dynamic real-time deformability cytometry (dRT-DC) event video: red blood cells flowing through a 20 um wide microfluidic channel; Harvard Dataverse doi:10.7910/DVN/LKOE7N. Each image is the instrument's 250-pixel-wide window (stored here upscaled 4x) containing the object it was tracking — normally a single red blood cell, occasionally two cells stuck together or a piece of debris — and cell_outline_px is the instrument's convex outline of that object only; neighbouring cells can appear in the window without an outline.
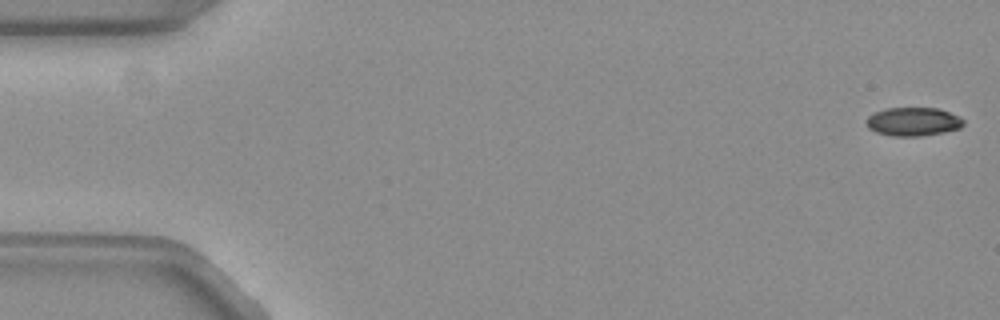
{"species": "common noctule bat (a hibernating species)", "species_latin": "Nyctalus noctula", "temperature_condition": "warm", "stored_images_in_passage": 53, "camera_frame_rate_fps": 3000, "um_per_image_px": 0.085, "animal": {"sex": "female", "body_mass_g": 19.3, "forearm_length_mm": 54.1}, "frame": {"image": 1, "passage_image": 1, "time_ms": 0.0, "image_size_px": [1000, 320], "cell_outline_px": [[964, 124], [960, 128], [944, 132], [920, 136], [892, 136], [876, 132], [868, 128], [868, 116], [872, 112], [884, 108], [936, 108], [960, 116], [964, 120]], "centroid_in_image_um": [77.62, 10.33], "position_along_channel_um": 7.4, "area_um2": 16.18}}
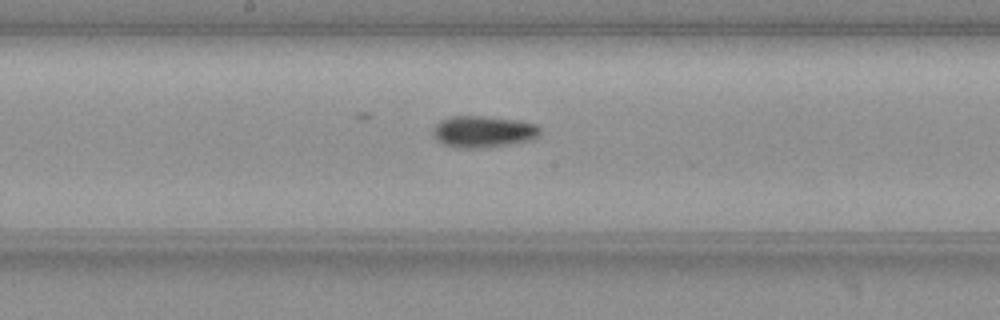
{"frame": {"image": 2, "passage_image": 28, "time_ms": 9.0, "image_size_px": [1000, 320], "cell_outline_px": [[540, 132], [532, 140], [512, 144], [484, 148], [456, 148], [444, 144], [436, 140], [432, 136], [432, 128], [440, 120], [452, 116], [484, 116], [520, 120], [536, 124], [540, 128]], "centroid_in_image_um": [41.05, 11.19], "position_along_channel_um": 207.2, "area_um2": 20.06}}
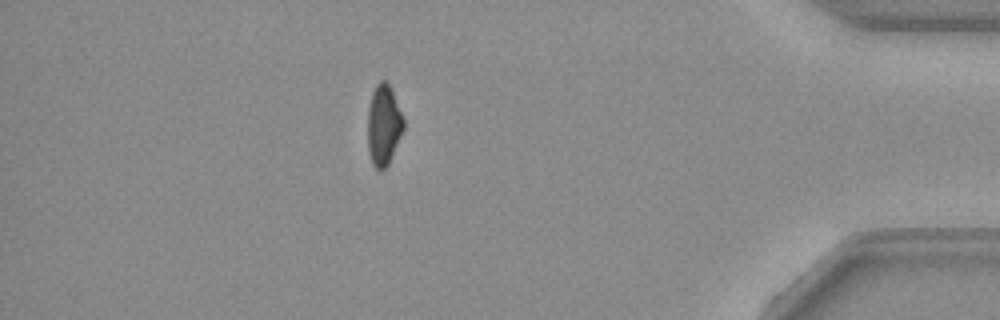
{"frame": {"image": 3, "passage_image": 47, "time_ms": 15.333, "image_size_px": [1000, 320], "cell_outline_px": [[404, 128], [388, 164], [384, 168], [376, 168], [372, 164], [368, 152], [368, 108], [372, 92], [376, 84], [380, 80], [384, 80], [392, 88], [404, 120]], "centroid_in_image_um": [32.6, 10.59], "position_along_channel_um": 402.6, "area_um2": 16.76}}